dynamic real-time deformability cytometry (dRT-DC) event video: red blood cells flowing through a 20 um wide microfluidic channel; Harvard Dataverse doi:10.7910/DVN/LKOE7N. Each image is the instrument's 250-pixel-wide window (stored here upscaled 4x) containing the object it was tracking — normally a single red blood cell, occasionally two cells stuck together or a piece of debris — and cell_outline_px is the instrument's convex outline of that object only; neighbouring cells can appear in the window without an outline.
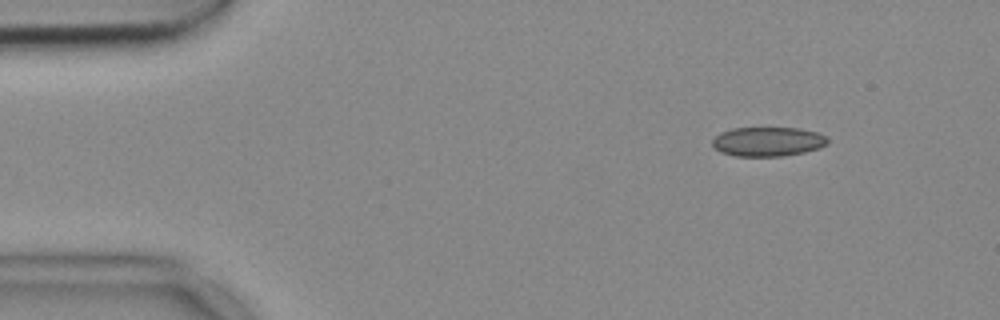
{"species": "common noctule bat (a hibernating species)", "species_latin": "Nyctalus noctula", "temperature_condition": "cold", "stored_images_in_passage": 48, "camera_frame_rate_fps": 3000, "um_per_image_px": 0.085, "animal": {"sex": "female", "body_mass_g": 18.4}, "frame": {"image": 1, "passage_image": 1, "time_ms": 0.0, "image_size_px": [1000, 320], "cell_outline_px": [[828, 144], [820, 148], [804, 152], [780, 156], [736, 156], [720, 152], [712, 144], [712, 140], [720, 132], [732, 128], [800, 128], [816, 132], [824, 136], [828, 140]], "centroid_in_image_um": [65.26, 12.03], "position_along_channel_um": 19.7, "area_um2": 19.65}}
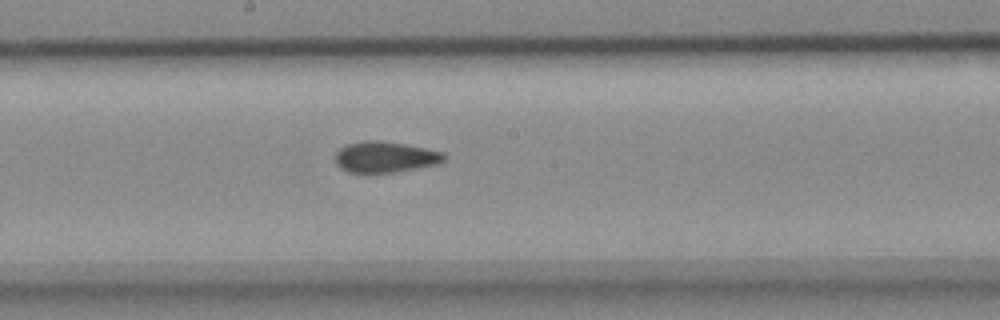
{"frame": {"image": 2, "passage_image": 23, "time_ms": 7.333, "image_size_px": [1000, 320], "cell_outline_px": [[444, 160], [440, 164], [396, 172], [348, 172], [340, 168], [336, 164], [336, 152], [340, 148], [348, 144], [364, 140], [380, 140], [404, 144], [444, 152]], "centroid_in_image_um": [32.74, 13.34], "position_along_channel_um": 215.5, "area_um2": 19.59}}
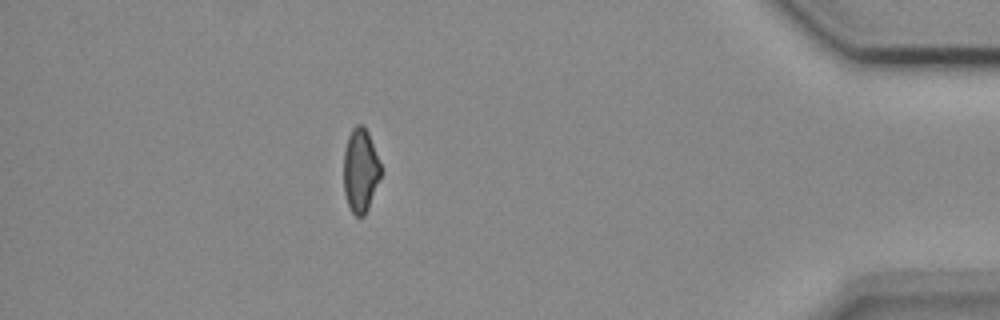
{"frame": {"image": 3, "passage_image": 42, "time_ms": 13.667, "image_size_px": [1000, 320], "cell_outline_px": [[380, 176], [368, 208], [364, 216], [356, 216], [352, 212], [348, 204], [344, 192], [344, 152], [348, 136], [352, 128], [356, 124], [364, 124], [368, 132], [380, 164]], "centroid_in_image_um": [30.62, 14.46], "position_along_channel_um": 404.6, "area_um2": 17.86}}